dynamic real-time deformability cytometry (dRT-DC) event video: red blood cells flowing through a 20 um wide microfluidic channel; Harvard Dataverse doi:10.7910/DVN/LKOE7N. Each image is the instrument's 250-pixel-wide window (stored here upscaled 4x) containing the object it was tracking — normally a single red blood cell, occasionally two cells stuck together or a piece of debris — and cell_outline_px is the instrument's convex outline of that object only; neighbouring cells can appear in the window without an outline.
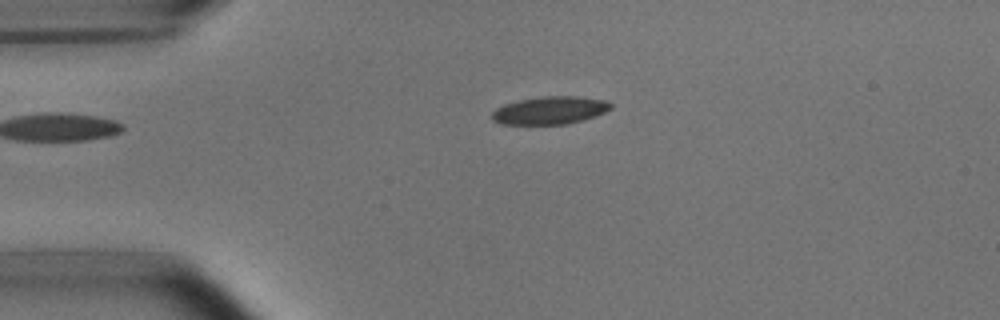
{"species": "common noctule bat (a hibernating species)", "species_latin": "Nyctalus noctula", "temperature_condition": "room temperature", "stored_images_in_passage": 3, "camera_frame_rate_fps": 3000, "um_per_image_px": 0.085, "animal": {"sex": "male", "body_mass_g": 15.6}, "frame": {"image": 1, "passage_image": 3, "time_ms": 0.667, "image_size_px": [1000, 320], "cell_outline_px": [[612, 108], [596, 116], [564, 124], [500, 124], [492, 120], [492, 112], [496, 108], [504, 104], [520, 100], [544, 96], [576, 96], [604, 100], [612, 104]], "centroid_in_image_um": [46.72, 9.38], "position_along_channel_um": 38.3, "area_um2": 19.07}}